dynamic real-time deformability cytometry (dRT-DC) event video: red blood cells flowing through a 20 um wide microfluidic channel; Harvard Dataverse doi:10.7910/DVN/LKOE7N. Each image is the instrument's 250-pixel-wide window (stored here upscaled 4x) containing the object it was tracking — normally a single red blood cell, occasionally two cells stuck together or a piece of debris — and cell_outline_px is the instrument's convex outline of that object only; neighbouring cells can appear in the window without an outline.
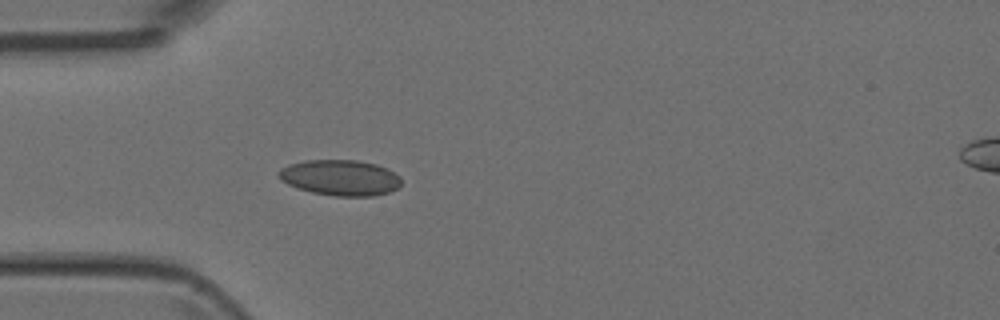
{"species": "Egyptian fruit bat (a non-hibernating species)", "species_latin": "Rousettus aegyptiacus", "temperature_condition": "room temperature", "stored_images_in_passage": 3, "camera_frame_rate_fps": 3000, "um_per_image_px": 0.085, "animal": {"sex": "female"}, "frame": {"image": 1, "passage_image": 3, "time_ms": 2.333, "image_size_px": [1000, 320], "cell_outline_px": [[400, 188], [388, 192], [372, 196], [336, 196], [312, 192], [288, 184], [280, 180], [276, 176], [276, 172], [280, 168], [288, 164], [304, 160], [356, 160], [376, 164], [400, 176]], "centroid_in_image_um": [28.88, 15.09], "position_along_channel_um": 56.1, "area_um2": 25.55}}